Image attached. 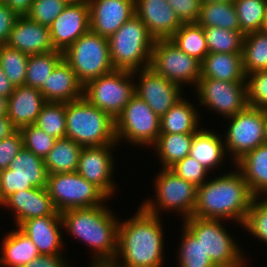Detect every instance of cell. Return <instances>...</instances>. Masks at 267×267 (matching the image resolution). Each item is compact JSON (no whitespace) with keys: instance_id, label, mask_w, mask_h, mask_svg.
<instances>
[{"instance_id":"44","label":"cell","mask_w":267,"mask_h":267,"mask_svg":"<svg viewBox=\"0 0 267 267\" xmlns=\"http://www.w3.org/2000/svg\"><path fill=\"white\" fill-rule=\"evenodd\" d=\"M245 83L248 106L267 110V69L247 74Z\"/></svg>"},{"instance_id":"52","label":"cell","mask_w":267,"mask_h":267,"mask_svg":"<svg viewBox=\"0 0 267 267\" xmlns=\"http://www.w3.org/2000/svg\"><path fill=\"white\" fill-rule=\"evenodd\" d=\"M17 130L7 115L0 116V140L11 136Z\"/></svg>"},{"instance_id":"12","label":"cell","mask_w":267,"mask_h":267,"mask_svg":"<svg viewBox=\"0 0 267 267\" xmlns=\"http://www.w3.org/2000/svg\"><path fill=\"white\" fill-rule=\"evenodd\" d=\"M149 67L182 88L186 84L196 88L201 77V62L180 50L171 39L155 40Z\"/></svg>"},{"instance_id":"34","label":"cell","mask_w":267,"mask_h":267,"mask_svg":"<svg viewBox=\"0 0 267 267\" xmlns=\"http://www.w3.org/2000/svg\"><path fill=\"white\" fill-rule=\"evenodd\" d=\"M242 62L245 75L267 69V35L261 31L244 34Z\"/></svg>"},{"instance_id":"3","label":"cell","mask_w":267,"mask_h":267,"mask_svg":"<svg viewBox=\"0 0 267 267\" xmlns=\"http://www.w3.org/2000/svg\"><path fill=\"white\" fill-rule=\"evenodd\" d=\"M108 207L105 204L61 213L63 229L91 248V255H94L91 263L94 264L112 263L117 255L120 220Z\"/></svg>"},{"instance_id":"23","label":"cell","mask_w":267,"mask_h":267,"mask_svg":"<svg viewBox=\"0 0 267 267\" xmlns=\"http://www.w3.org/2000/svg\"><path fill=\"white\" fill-rule=\"evenodd\" d=\"M6 45L27 55L43 54L55 50L49 27L31 20L27 16L18 17Z\"/></svg>"},{"instance_id":"26","label":"cell","mask_w":267,"mask_h":267,"mask_svg":"<svg viewBox=\"0 0 267 267\" xmlns=\"http://www.w3.org/2000/svg\"><path fill=\"white\" fill-rule=\"evenodd\" d=\"M201 128L195 135L191 144L189 155L200 162L210 173H214L219 166L224 165L227 155L223 134ZM214 169V170H213Z\"/></svg>"},{"instance_id":"14","label":"cell","mask_w":267,"mask_h":267,"mask_svg":"<svg viewBox=\"0 0 267 267\" xmlns=\"http://www.w3.org/2000/svg\"><path fill=\"white\" fill-rule=\"evenodd\" d=\"M47 175L44 159L23 147L9 168L0 171V204L15 192L46 188Z\"/></svg>"},{"instance_id":"58","label":"cell","mask_w":267,"mask_h":267,"mask_svg":"<svg viewBox=\"0 0 267 267\" xmlns=\"http://www.w3.org/2000/svg\"><path fill=\"white\" fill-rule=\"evenodd\" d=\"M261 32H263L265 35H267V17H266V20L263 23V26L261 28Z\"/></svg>"},{"instance_id":"39","label":"cell","mask_w":267,"mask_h":267,"mask_svg":"<svg viewBox=\"0 0 267 267\" xmlns=\"http://www.w3.org/2000/svg\"><path fill=\"white\" fill-rule=\"evenodd\" d=\"M233 4L243 34L261 31L267 17V0H234Z\"/></svg>"},{"instance_id":"36","label":"cell","mask_w":267,"mask_h":267,"mask_svg":"<svg viewBox=\"0 0 267 267\" xmlns=\"http://www.w3.org/2000/svg\"><path fill=\"white\" fill-rule=\"evenodd\" d=\"M62 59L63 52L58 50L43 54L29 55L25 85L40 89Z\"/></svg>"},{"instance_id":"25","label":"cell","mask_w":267,"mask_h":267,"mask_svg":"<svg viewBox=\"0 0 267 267\" xmlns=\"http://www.w3.org/2000/svg\"><path fill=\"white\" fill-rule=\"evenodd\" d=\"M46 103L39 89L30 86H17L8 98L7 116L19 130L35 124L43 105Z\"/></svg>"},{"instance_id":"17","label":"cell","mask_w":267,"mask_h":267,"mask_svg":"<svg viewBox=\"0 0 267 267\" xmlns=\"http://www.w3.org/2000/svg\"><path fill=\"white\" fill-rule=\"evenodd\" d=\"M117 146L118 144L83 147L76 170L84 179L99 187L110 199L117 190L116 182L113 180L115 172L113 149Z\"/></svg>"},{"instance_id":"29","label":"cell","mask_w":267,"mask_h":267,"mask_svg":"<svg viewBox=\"0 0 267 267\" xmlns=\"http://www.w3.org/2000/svg\"><path fill=\"white\" fill-rule=\"evenodd\" d=\"M182 97L160 117V133L196 134L200 129V113L196 104Z\"/></svg>"},{"instance_id":"4","label":"cell","mask_w":267,"mask_h":267,"mask_svg":"<svg viewBox=\"0 0 267 267\" xmlns=\"http://www.w3.org/2000/svg\"><path fill=\"white\" fill-rule=\"evenodd\" d=\"M82 147L118 144L115 120L84 97L66 103V135Z\"/></svg>"},{"instance_id":"43","label":"cell","mask_w":267,"mask_h":267,"mask_svg":"<svg viewBox=\"0 0 267 267\" xmlns=\"http://www.w3.org/2000/svg\"><path fill=\"white\" fill-rule=\"evenodd\" d=\"M19 131L23 138L24 148L42 159L47 156L57 140L34 124L23 126Z\"/></svg>"},{"instance_id":"10","label":"cell","mask_w":267,"mask_h":267,"mask_svg":"<svg viewBox=\"0 0 267 267\" xmlns=\"http://www.w3.org/2000/svg\"><path fill=\"white\" fill-rule=\"evenodd\" d=\"M132 71L115 69L84 85L83 97L114 120L135 95Z\"/></svg>"},{"instance_id":"18","label":"cell","mask_w":267,"mask_h":267,"mask_svg":"<svg viewBox=\"0 0 267 267\" xmlns=\"http://www.w3.org/2000/svg\"><path fill=\"white\" fill-rule=\"evenodd\" d=\"M55 50L64 52L78 38L90 31V8L87 0L69 2L49 27Z\"/></svg>"},{"instance_id":"46","label":"cell","mask_w":267,"mask_h":267,"mask_svg":"<svg viewBox=\"0 0 267 267\" xmlns=\"http://www.w3.org/2000/svg\"><path fill=\"white\" fill-rule=\"evenodd\" d=\"M180 178L193 183L196 187L203 185L210 172L199 161L187 155L169 168Z\"/></svg>"},{"instance_id":"30","label":"cell","mask_w":267,"mask_h":267,"mask_svg":"<svg viewBox=\"0 0 267 267\" xmlns=\"http://www.w3.org/2000/svg\"><path fill=\"white\" fill-rule=\"evenodd\" d=\"M200 78L245 82L242 54L208 53L201 62Z\"/></svg>"},{"instance_id":"15","label":"cell","mask_w":267,"mask_h":267,"mask_svg":"<svg viewBox=\"0 0 267 267\" xmlns=\"http://www.w3.org/2000/svg\"><path fill=\"white\" fill-rule=\"evenodd\" d=\"M195 94L199 101L198 105L208 108L219 116L222 115L225 119L248 106L245 82L200 78Z\"/></svg>"},{"instance_id":"13","label":"cell","mask_w":267,"mask_h":267,"mask_svg":"<svg viewBox=\"0 0 267 267\" xmlns=\"http://www.w3.org/2000/svg\"><path fill=\"white\" fill-rule=\"evenodd\" d=\"M226 120L229 121V125L223 139L226 153L233 161L232 164H235L257 146L265 144L263 134L264 109L247 106L244 110Z\"/></svg>"},{"instance_id":"24","label":"cell","mask_w":267,"mask_h":267,"mask_svg":"<svg viewBox=\"0 0 267 267\" xmlns=\"http://www.w3.org/2000/svg\"><path fill=\"white\" fill-rule=\"evenodd\" d=\"M84 85L62 59L39 89L46 102H71L83 97Z\"/></svg>"},{"instance_id":"51","label":"cell","mask_w":267,"mask_h":267,"mask_svg":"<svg viewBox=\"0 0 267 267\" xmlns=\"http://www.w3.org/2000/svg\"><path fill=\"white\" fill-rule=\"evenodd\" d=\"M33 0H5L4 4L12 9L18 16H26L30 11Z\"/></svg>"},{"instance_id":"41","label":"cell","mask_w":267,"mask_h":267,"mask_svg":"<svg viewBox=\"0 0 267 267\" xmlns=\"http://www.w3.org/2000/svg\"><path fill=\"white\" fill-rule=\"evenodd\" d=\"M28 57L18 49L0 46V67L14 87L25 85Z\"/></svg>"},{"instance_id":"21","label":"cell","mask_w":267,"mask_h":267,"mask_svg":"<svg viewBox=\"0 0 267 267\" xmlns=\"http://www.w3.org/2000/svg\"><path fill=\"white\" fill-rule=\"evenodd\" d=\"M135 15L155 39H170L182 25L166 0H135Z\"/></svg>"},{"instance_id":"7","label":"cell","mask_w":267,"mask_h":267,"mask_svg":"<svg viewBox=\"0 0 267 267\" xmlns=\"http://www.w3.org/2000/svg\"><path fill=\"white\" fill-rule=\"evenodd\" d=\"M155 175V199L148 197L141 202V206L156 216H161V211H167L178 213L183 220L191 217L196 205L197 187L177 176L169 168H161Z\"/></svg>"},{"instance_id":"32","label":"cell","mask_w":267,"mask_h":267,"mask_svg":"<svg viewBox=\"0 0 267 267\" xmlns=\"http://www.w3.org/2000/svg\"><path fill=\"white\" fill-rule=\"evenodd\" d=\"M82 148L68 137L57 139L54 147L44 158L47 174L76 171Z\"/></svg>"},{"instance_id":"49","label":"cell","mask_w":267,"mask_h":267,"mask_svg":"<svg viewBox=\"0 0 267 267\" xmlns=\"http://www.w3.org/2000/svg\"><path fill=\"white\" fill-rule=\"evenodd\" d=\"M18 15L4 3H0V46L6 45Z\"/></svg>"},{"instance_id":"50","label":"cell","mask_w":267,"mask_h":267,"mask_svg":"<svg viewBox=\"0 0 267 267\" xmlns=\"http://www.w3.org/2000/svg\"><path fill=\"white\" fill-rule=\"evenodd\" d=\"M63 254L40 255L24 267H70Z\"/></svg>"},{"instance_id":"16","label":"cell","mask_w":267,"mask_h":267,"mask_svg":"<svg viewBox=\"0 0 267 267\" xmlns=\"http://www.w3.org/2000/svg\"><path fill=\"white\" fill-rule=\"evenodd\" d=\"M133 77L138 78L134 81L135 95L144 100L159 117L185 96L180 85L157 74L150 67L133 71Z\"/></svg>"},{"instance_id":"19","label":"cell","mask_w":267,"mask_h":267,"mask_svg":"<svg viewBox=\"0 0 267 267\" xmlns=\"http://www.w3.org/2000/svg\"><path fill=\"white\" fill-rule=\"evenodd\" d=\"M90 31L109 38L135 15V0H87Z\"/></svg>"},{"instance_id":"38","label":"cell","mask_w":267,"mask_h":267,"mask_svg":"<svg viewBox=\"0 0 267 267\" xmlns=\"http://www.w3.org/2000/svg\"><path fill=\"white\" fill-rule=\"evenodd\" d=\"M209 53L242 54L244 34L217 26L203 27Z\"/></svg>"},{"instance_id":"45","label":"cell","mask_w":267,"mask_h":267,"mask_svg":"<svg viewBox=\"0 0 267 267\" xmlns=\"http://www.w3.org/2000/svg\"><path fill=\"white\" fill-rule=\"evenodd\" d=\"M69 2L68 0H33L26 16L43 26L50 27Z\"/></svg>"},{"instance_id":"9","label":"cell","mask_w":267,"mask_h":267,"mask_svg":"<svg viewBox=\"0 0 267 267\" xmlns=\"http://www.w3.org/2000/svg\"><path fill=\"white\" fill-rule=\"evenodd\" d=\"M46 189L59 213L105 205V201L110 200L99 187L76 171L48 174Z\"/></svg>"},{"instance_id":"40","label":"cell","mask_w":267,"mask_h":267,"mask_svg":"<svg viewBox=\"0 0 267 267\" xmlns=\"http://www.w3.org/2000/svg\"><path fill=\"white\" fill-rule=\"evenodd\" d=\"M34 125L56 139L65 137L66 103L46 102L43 105Z\"/></svg>"},{"instance_id":"31","label":"cell","mask_w":267,"mask_h":267,"mask_svg":"<svg viewBox=\"0 0 267 267\" xmlns=\"http://www.w3.org/2000/svg\"><path fill=\"white\" fill-rule=\"evenodd\" d=\"M195 134L160 133L151 147L156 153L161 168H170L176 162L189 155Z\"/></svg>"},{"instance_id":"2","label":"cell","mask_w":267,"mask_h":267,"mask_svg":"<svg viewBox=\"0 0 267 267\" xmlns=\"http://www.w3.org/2000/svg\"><path fill=\"white\" fill-rule=\"evenodd\" d=\"M254 196L236 168L210 178L197 187L192 216L202 219L232 220L242 227Z\"/></svg>"},{"instance_id":"35","label":"cell","mask_w":267,"mask_h":267,"mask_svg":"<svg viewBox=\"0 0 267 267\" xmlns=\"http://www.w3.org/2000/svg\"><path fill=\"white\" fill-rule=\"evenodd\" d=\"M170 39L180 50L200 62L209 53L203 27L197 23L182 24Z\"/></svg>"},{"instance_id":"11","label":"cell","mask_w":267,"mask_h":267,"mask_svg":"<svg viewBox=\"0 0 267 267\" xmlns=\"http://www.w3.org/2000/svg\"><path fill=\"white\" fill-rule=\"evenodd\" d=\"M160 134V117L146 102L134 95L115 119L118 144L125 140L133 146L151 148ZM122 141V142H121Z\"/></svg>"},{"instance_id":"37","label":"cell","mask_w":267,"mask_h":267,"mask_svg":"<svg viewBox=\"0 0 267 267\" xmlns=\"http://www.w3.org/2000/svg\"><path fill=\"white\" fill-rule=\"evenodd\" d=\"M177 258L179 267H216L206 254L200 241L182 225Z\"/></svg>"},{"instance_id":"56","label":"cell","mask_w":267,"mask_h":267,"mask_svg":"<svg viewBox=\"0 0 267 267\" xmlns=\"http://www.w3.org/2000/svg\"><path fill=\"white\" fill-rule=\"evenodd\" d=\"M88 267H116L112 263H101V264H94L90 263Z\"/></svg>"},{"instance_id":"47","label":"cell","mask_w":267,"mask_h":267,"mask_svg":"<svg viewBox=\"0 0 267 267\" xmlns=\"http://www.w3.org/2000/svg\"><path fill=\"white\" fill-rule=\"evenodd\" d=\"M23 147V138L19 130L11 136L0 140V171L9 168L12 159Z\"/></svg>"},{"instance_id":"6","label":"cell","mask_w":267,"mask_h":267,"mask_svg":"<svg viewBox=\"0 0 267 267\" xmlns=\"http://www.w3.org/2000/svg\"><path fill=\"white\" fill-rule=\"evenodd\" d=\"M222 219H202L191 216L183 225L200 241L216 267H246L247 258Z\"/></svg>"},{"instance_id":"8","label":"cell","mask_w":267,"mask_h":267,"mask_svg":"<svg viewBox=\"0 0 267 267\" xmlns=\"http://www.w3.org/2000/svg\"><path fill=\"white\" fill-rule=\"evenodd\" d=\"M63 60L83 85L115 70L111 61L108 38L91 31L82 35L63 52Z\"/></svg>"},{"instance_id":"22","label":"cell","mask_w":267,"mask_h":267,"mask_svg":"<svg viewBox=\"0 0 267 267\" xmlns=\"http://www.w3.org/2000/svg\"><path fill=\"white\" fill-rule=\"evenodd\" d=\"M61 227V228H60ZM18 228L36 245L40 255L65 254L61 215H47L23 221Z\"/></svg>"},{"instance_id":"48","label":"cell","mask_w":267,"mask_h":267,"mask_svg":"<svg viewBox=\"0 0 267 267\" xmlns=\"http://www.w3.org/2000/svg\"><path fill=\"white\" fill-rule=\"evenodd\" d=\"M182 24L197 23L200 14V0H166Z\"/></svg>"},{"instance_id":"57","label":"cell","mask_w":267,"mask_h":267,"mask_svg":"<svg viewBox=\"0 0 267 267\" xmlns=\"http://www.w3.org/2000/svg\"><path fill=\"white\" fill-rule=\"evenodd\" d=\"M201 3H213V2H234V0H200Z\"/></svg>"},{"instance_id":"33","label":"cell","mask_w":267,"mask_h":267,"mask_svg":"<svg viewBox=\"0 0 267 267\" xmlns=\"http://www.w3.org/2000/svg\"><path fill=\"white\" fill-rule=\"evenodd\" d=\"M197 24L202 27L217 26L226 30L240 31L233 2L202 3Z\"/></svg>"},{"instance_id":"5","label":"cell","mask_w":267,"mask_h":267,"mask_svg":"<svg viewBox=\"0 0 267 267\" xmlns=\"http://www.w3.org/2000/svg\"><path fill=\"white\" fill-rule=\"evenodd\" d=\"M108 42L114 69L133 72L149 67L155 39L136 15L111 35Z\"/></svg>"},{"instance_id":"55","label":"cell","mask_w":267,"mask_h":267,"mask_svg":"<svg viewBox=\"0 0 267 267\" xmlns=\"http://www.w3.org/2000/svg\"><path fill=\"white\" fill-rule=\"evenodd\" d=\"M263 134H264V142L265 144H267V110H265V122H264Z\"/></svg>"},{"instance_id":"53","label":"cell","mask_w":267,"mask_h":267,"mask_svg":"<svg viewBox=\"0 0 267 267\" xmlns=\"http://www.w3.org/2000/svg\"><path fill=\"white\" fill-rule=\"evenodd\" d=\"M14 89V85L6 77V74L0 67V95L9 98L10 95L14 92Z\"/></svg>"},{"instance_id":"54","label":"cell","mask_w":267,"mask_h":267,"mask_svg":"<svg viewBox=\"0 0 267 267\" xmlns=\"http://www.w3.org/2000/svg\"><path fill=\"white\" fill-rule=\"evenodd\" d=\"M8 113V98L0 95V116Z\"/></svg>"},{"instance_id":"28","label":"cell","mask_w":267,"mask_h":267,"mask_svg":"<svg viewBox=\"0 0 267 267\" xmlns=\"http://www.w3.org/2000/svg\"><path fill=\"white\" fill-rule=\"evenodd\" d=\"M0 267H24L40 253L33 241L18 227L3 236Z\"/></svg>"},{"instance_id":"27","label":"cell","mask_w":267,"mask_h":267,"mask_svg":"<svg viewBox=\"0 0 267 267\" xmlns=\"http://www.w3.org/2000/svg\"><path fill=\"white\" fill-rule=\"evenodd\" d=\"M233 165L242 173L254 197H267V144L257 146Z\"/></svg>"},{"instance_id":"42","label":"cell","mask_w":267,"mask_h":267,"mask_svg":"<svg viewBox=\"0 0 267 267\" xmlns=\"http://www.w3.org/2000/svg\"><path fill=\"white\" fill-rule=\"evenodd\" d=\"M242 228L258 241L267 244V198H253Z\"/></svg>"},{"instance_id":"20","label":"cell","mask_w":267,"mask_h":267,"mask_svg":"<svg viewBox=\"0 0 267 267\" xmlns=\"http://www.w3.org/2000/svg\"><path fill=\"white\" fill-rule=\"evenodd\" d=\"M8 208L14 213V222L18 227L23 221L47 215H61L49 196L46 188L33 187L8 196L0 207Z\"/></svg>"},{"instance_id":"1","label":"cell","mask_w":267,"mask_h":267,"mask_svg":"<svg viewBox=\"0 0 267 267\" xmlns=\"http://www.w3.org/2000/svg\"><path fill=\"white\" fill-rule=\"evenodd\" d=\"M137 212L118 224L116 267H163L164 232L161 216L141 205Z\"/></svg>"}]
</instances>
